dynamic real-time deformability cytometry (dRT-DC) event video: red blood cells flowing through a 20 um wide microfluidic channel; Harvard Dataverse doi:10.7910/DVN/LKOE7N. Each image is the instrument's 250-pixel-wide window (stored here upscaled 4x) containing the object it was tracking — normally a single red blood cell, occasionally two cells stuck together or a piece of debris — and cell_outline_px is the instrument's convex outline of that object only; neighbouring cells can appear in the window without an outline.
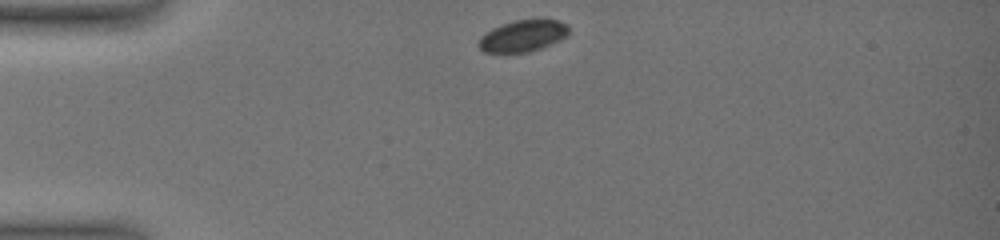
{"species": "common noctule bat (a hibernating species)", "species_latin": "Nyctalus noctula", "temperature_condition": "warm", "stored_images_in_passage": 17, "camera_frame_rate_fps": 3000, "um_per_image_px": 0.085, "animal": {"sex": "female", "body_mass_g": 19.0, "forearm_length_mm": 51.5}, "frame": {"image": 1, "passage_image": 1, "time_ms": 0.0, "image_size_px": [1000, 240], "cell_outline_px": [[568, 32], [560, 40], [540, 48], [528, 52], [484, 52], [476, 44], [480, 36], [484, 32], [492, 28], [516, 20], [560, 20], [568, 24]], "centroid_in_image_um": [44.4, 3.05], "position_along_channel_um": 40.6, "area_um2": 16.42}}
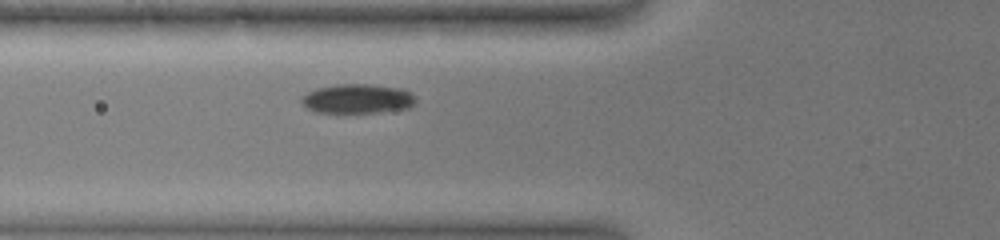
{"frame": {"image": 2, "passage_image": 14, "time_ms": 2.667, "image_size_px": [1000, 240], "cell_outline_px": [[416, 104], [408, 108], [380, 112], [340, 116], [316, 112], [308, 108], [300, 100], [308, 92], [316, 88], [336, 84], [368, 84], [404, 88], [416, 100]], "centroid_in_image_um": [30.36, 8.44], "position_along_channel_um": 95.4, "area_um2": 20.35}}